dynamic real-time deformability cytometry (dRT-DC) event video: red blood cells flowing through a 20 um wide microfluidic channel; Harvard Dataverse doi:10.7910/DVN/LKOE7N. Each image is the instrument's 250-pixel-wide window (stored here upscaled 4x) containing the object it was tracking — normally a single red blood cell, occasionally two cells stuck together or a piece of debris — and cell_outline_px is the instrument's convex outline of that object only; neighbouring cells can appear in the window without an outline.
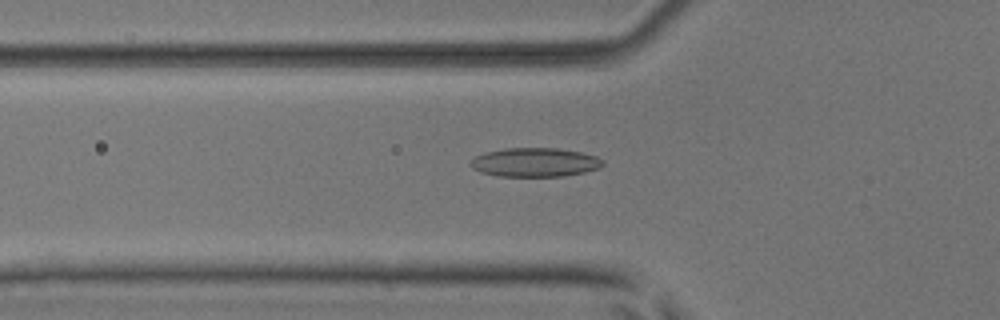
{"species": "common noctule bat (a hibernating species)", "species_latin": "Nyctalus noctula", "temperature_condition": "room temperature", "stored_images_in_passage": 51, "camera_frame_rate_fps": 3000, "um_per_image_px": 0.085, "animal": {"sex": "male", "body_mass_g": 17.9, "forearm_length_mm": 54.2}, "frame": {"image": 1, "passage_image": 18, "time_ms": 5.667, "image_size_px": [1000, 320], "cell_outline_px": [[604, 164], [600, 168], [584, 172], [564, 176], [496, 176], [480, 172], [472, 168], [468, 164], [476, 156], [484, 152], [504, 148], [556, 148], [580, 152], [596, 156], [604, 160]], "centroid_in_image_um": [45.46, 13.8], "position_along_channel_um": 80.3, "area_um2": 22.43}}
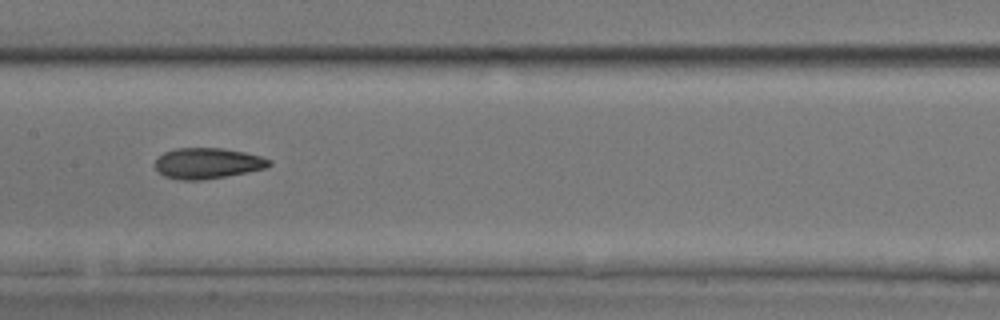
{"frame": {"image": 2, "passage_image": 26, "time_ms": 8.333, "image_size_px": [1000, 320], "cell_outline_px": [[272, 164], [268, 168], [248, 172], [204, 180], [176, 180], [164, 176], [156, 168], [156, 160], [164, 152], [176, 148], [220, 148], [244, 152], [260, 156], [272, 160]], "centroid_in_image_um": [17.67, 13.89], "position_along_channel_um": 189.7, "area_um2": 20.52}}
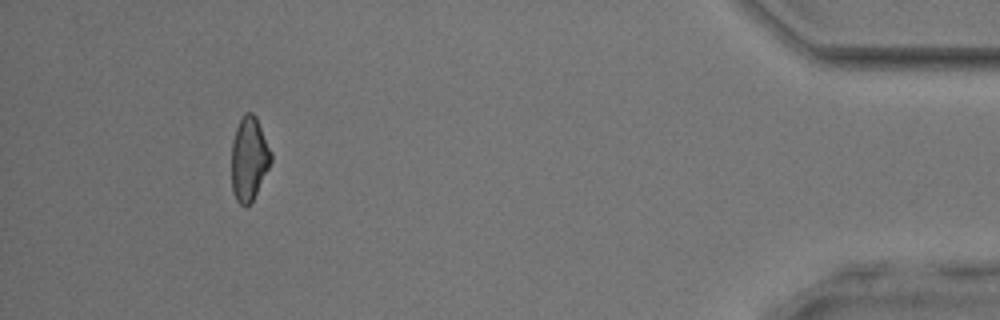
{"frame": {"image": 3, "passage_image": 47, "time_ms": 15.333, "image_size_px": [1000, 320], "cell_outline_px": [[272, 160], [252, 200], [248, 204], [240, 204], [236, 200], [232, 192], [232, 140], [236, 128], [244, 112], [252, 112], [256, 116], [272, 152]], "centroid_in_image_um": [21.16, 13.44], "position_along_channel_um": 414.0, "area_um2": 19.07}, "authors_computed_cell_mechanics": {"area_um2": 20.1144, "velocity_mm_per_s": 4.0919, "shape_relaxation_time_tau1_ms": 5.7827, "shape_relaxation_time_tau2_ms": 2.8516, "deformation_change_tau1": 0.1439, "deformation_change_tau2": 0.0968}}